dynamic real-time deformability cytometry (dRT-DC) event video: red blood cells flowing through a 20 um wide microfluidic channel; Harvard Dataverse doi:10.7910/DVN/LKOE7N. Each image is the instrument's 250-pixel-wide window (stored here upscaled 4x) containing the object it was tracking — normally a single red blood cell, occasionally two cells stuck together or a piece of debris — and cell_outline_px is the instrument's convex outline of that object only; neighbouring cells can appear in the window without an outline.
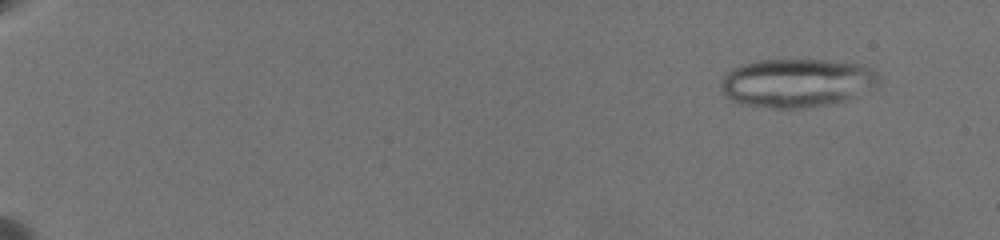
{"species": "common noctule bat (a hibernating species)", "species_latin": "Nyctalus noctula", "temperature_condition": "warm", "stored_images_in_passage": 39, "segment_of_instrument_passage": [1, 2], "camera_frame_rate_fps": 3000, "um_per_image_px": 0.085, "animal": {"sex": "female", "body_mass_g": 19.5, "forearm_length_mm": 54.1}, "frame": {"image": 1, "passage_image": 2, "time_ms": 1.333, "image_size_px": [1000, 240], "cell_outline_px": [[880, 76], [876, 84], [844, 100], [804, 108], [772, 108], [744, 104], [732, 100], [724, 96], [720, 88], [720, 80], [732, 68], [752, 60], [828, 60], [864, 64], [880, 72]], "centroid_in_image_um": [67.68, 7.02], "position_along_channel_um": 17.3, "area_um2": 44.62}}